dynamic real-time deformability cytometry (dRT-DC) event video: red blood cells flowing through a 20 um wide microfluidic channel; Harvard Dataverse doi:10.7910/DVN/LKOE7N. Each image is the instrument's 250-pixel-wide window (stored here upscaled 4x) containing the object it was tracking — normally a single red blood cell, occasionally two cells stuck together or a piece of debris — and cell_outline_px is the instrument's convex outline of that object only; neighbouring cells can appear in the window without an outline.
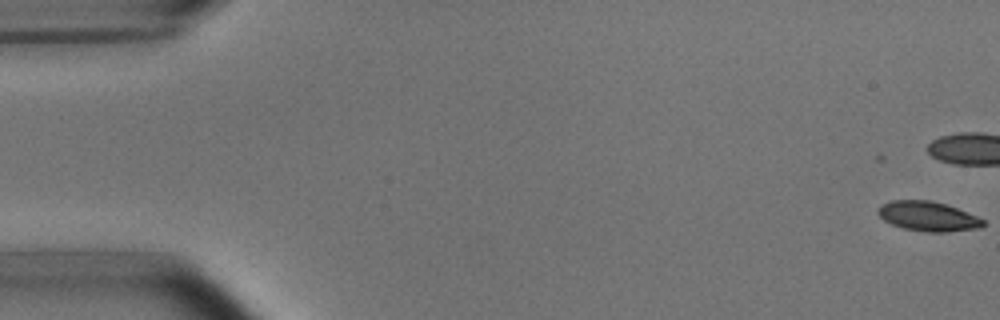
{"species": "common noctule bat (a hibernating species)", "species_latin": "Nyctalus noctula", "temperature_condition": "room temperature", "stored_images_in_passage": 7, "camera_frame_rate_fps": 3000, "um_per_image_px": 0.085, "animal": {"sex": "male", "body_mass_g": 15.6}, "frame": {"image": 1, "passage_image": 1, "time_ms": 0.0, "image_size_px": [1000, 320], "cell_outline_px": [[984, 224], [980, 228], [948, 232], [924, 232], [904, 228], [892, 224], [884, 220], [876, 212], [880, 204], [892, 200], [932, 200], [956, 208], [976, 216], [984, 220]], "centroid_in_image_um": [78.85, 18.38], "position_along_channel_um": 6.1, "area_um2": 18.15}}
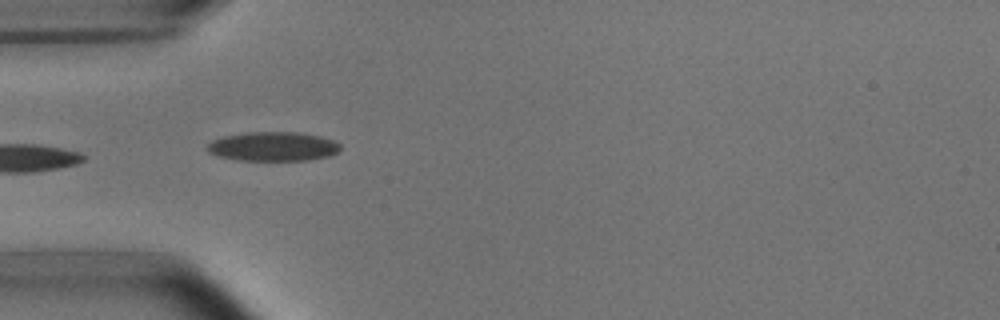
{"frame": {"image": 2, "passage_image": 6, "time_ms": 6.0, "image_size_px": [1000, 320], "cell_outline_px": [[340, 148], [336, 152], [328, 156], [304, 160], [236, 160], [216, 156], [208, 152], [208, 144], [212, 140], [224, 136], [244, 132], [296, 132], [320, 136], [332, 140], [340, 144]], "centroid_in_image_um": [23.16, 12.44], "position_along_channel_um": 61.8, "area_um2": 22.54}}